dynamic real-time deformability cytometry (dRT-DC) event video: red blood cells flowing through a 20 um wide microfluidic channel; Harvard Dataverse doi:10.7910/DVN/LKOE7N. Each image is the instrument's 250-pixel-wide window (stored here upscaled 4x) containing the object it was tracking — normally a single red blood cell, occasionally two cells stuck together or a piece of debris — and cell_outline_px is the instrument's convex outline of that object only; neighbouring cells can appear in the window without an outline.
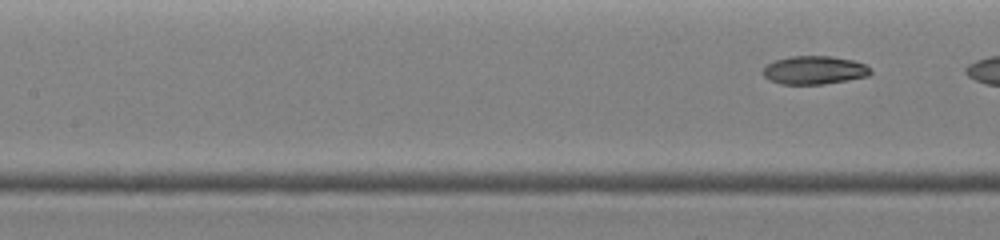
{"species": "common noctule bat (a hibernating species)", "species_latin": "Nyctalus noctula", "temperature_condition": "warm", "stored_images_in_passage": 18, "segment_of_instrument_passage": [2, 2], "camera_frame_rate_fps": 3000, "um_per_image_px": 0.085, "animal": {"sex": "female", "body_mass_g": 19.0, "forearm_length_mm": 51.5}, "frame": {"image": 1, "passage_image": 18, "time_ms": 6.333, "image_size_px": [1000, 240], "cell_outline_px": [[872, 72], [868, 76], [848, 80], [824, 84], [780, 84], [764, 76], [760, 72], [768, 64], [776, 60], [788, 56], [832, 56], [852, 60], [864, 64]], "centroid_in_image_um": [69.2, 5.96], "position_along_channel_um": 138.2, "area_um2": 17.69}}